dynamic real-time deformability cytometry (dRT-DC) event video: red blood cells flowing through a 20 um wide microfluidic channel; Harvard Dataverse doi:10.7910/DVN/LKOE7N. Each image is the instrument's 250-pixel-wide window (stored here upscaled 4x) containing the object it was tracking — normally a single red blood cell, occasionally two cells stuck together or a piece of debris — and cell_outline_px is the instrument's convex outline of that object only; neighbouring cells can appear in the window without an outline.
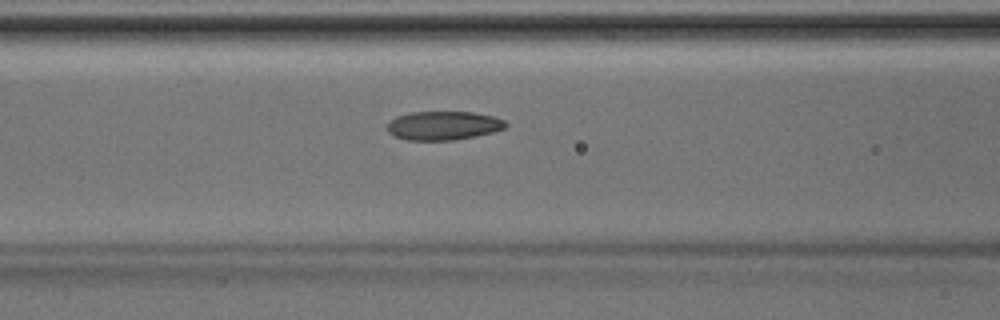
{"species": "Egyptian fruit bat (a non-hibernating species)", "species_latin": "Rousettus aegyptiacus", "temperature_condition": "room temperature", "stored_images_in_passage": 32, "camera_frame_rate_fps": 3000, "um_per_image_px": 0.085, "animal": {"sex": "male"}, "frame": {"image": 1, "passage_image": 6, "time_ms": 1.667, "image_size_px": [1000, 320], "cell_outline_px": [[508, 124], [504, 128], [492, 132], [476, 136], [452, 140], [404, 140], [392, 136], [384, 128], [388, 120], [396, 116], [412, 112], [472, 112], [492, 116], [504, 120]], "centroid_in_image_um": [37.59, 10.68], "position_along_channel_um": 129.0, "area_um2": 20.11}}
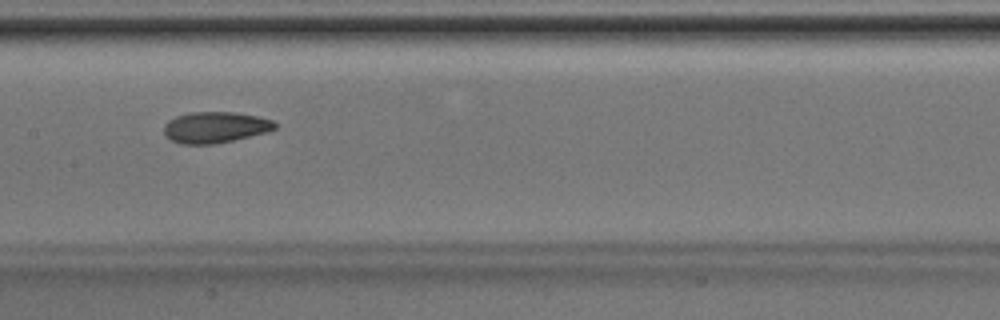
{"frame": {"image": 2, "passage_image": 10, "time_ms": 3.0, "image_size_px": [1000, 320], "cell_outline_px": [[276, 128], [268, 132], [232, 140], [212, 144], [180, 144], [164, 136], [164, 124], [168, 120], [176, 116], [188, 112], [236, 112], [260, 116], [272, 120], [276, 124]], "centroid_in_image_um": [18.28, 10.81], "position_along_channel_um": 189.1, "area_um2": 20.29}}
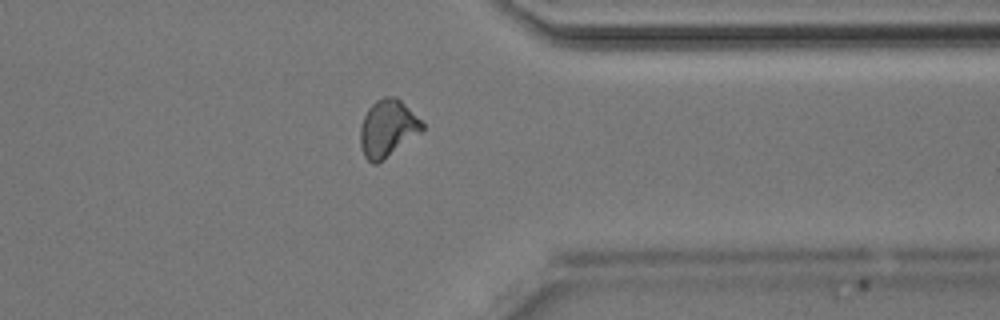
{"frame": {"image": 3, "passage_image": 23, "time_ms": 7.333, "image_size_px": [1000, 320], "cell_outline_px": [[424, 128], [420, 132], [376, 164], [372, 164], [364, 156], [360, 148], [360, 128], [364, 116], [368, 108], [376, 100], [384, 96], [396, 96], [424, 124]], "centroid_in_image_um": [32.9, 10.89], "position_along_channel_um": 378.5, "area_um2": 20.17}}